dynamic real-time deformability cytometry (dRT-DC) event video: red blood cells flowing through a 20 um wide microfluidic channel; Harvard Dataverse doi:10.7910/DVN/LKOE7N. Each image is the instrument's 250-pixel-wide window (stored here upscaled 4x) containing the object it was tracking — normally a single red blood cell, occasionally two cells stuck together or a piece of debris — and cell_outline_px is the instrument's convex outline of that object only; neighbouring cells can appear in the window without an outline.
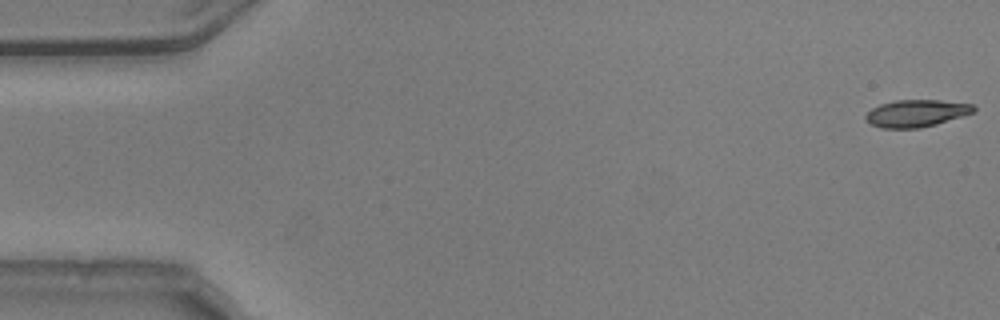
{"species": "common noctule bat (a hibernating species)", "species_latin": "Nyctalus noctula", "temperature_condition": "warm", "stored_images_in_passage": 39, "camera_frame_rate_fps": 3000, "um_per_image_px": 0.085, "animal": {"sex": "male", "body_mass_g": 20.5, "forearm_length_mm": 52.5}, "frame": {"image": 1, "passage_image": 1, "time_ms": 0.0, "image_size_px": [1000, 320], "cell_outline_px": [[976, 112], [936, 124], [920, 128], [880, 128], [872, 124], [864, 116], [872, 108], [880, 104], [896, 100], [940, 100], [972, 104], [976, 108]], "centroid_in_image_um": [77.91, 9.62], "position_along_channel_um": 7.1, "area_um2": 17.05}}
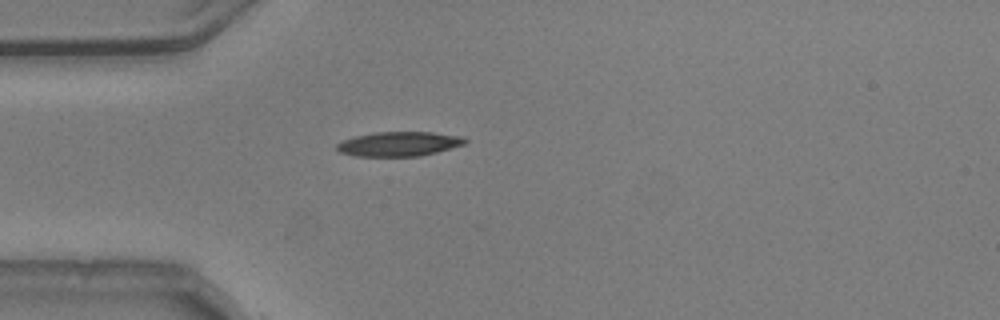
{"frame": {"image": 2, "passage_image": 15, "time_ms": 4.667, "image_size_px": [1000, 320], "cell_outline_px": [[468, 140], [464, 144], [436, 152], [420, 156], [352, 156], [340, 152], [336, 148], [336, 144], [340, 140], [356, 136], [376, 132], [432, 132], [464, 136]], "centroid_in_image_um": [33.89, 12.23], "position_along_channel_um": 51.1, "area_um2": 18.38}}
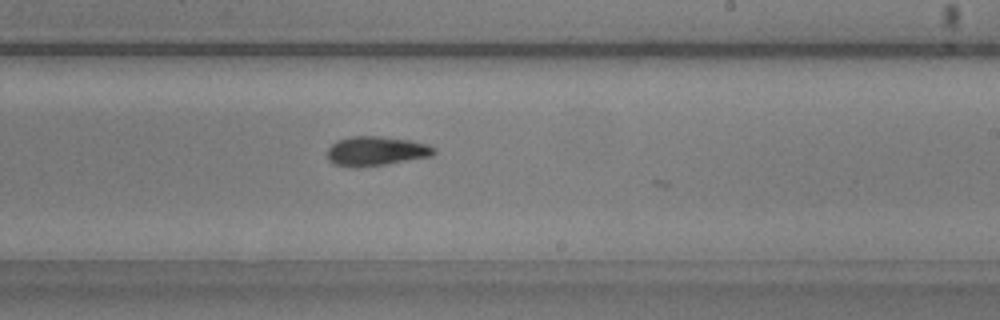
{"frame": {"image": 3, "passage_image": 32, "time_ms": 10.333, "image_size_px": [1000, 320], "cell_outline_px": [[436, 152], [432, 156], [384, 164], [356, 168], [348, 168], [332, 164], [328, 160], [328, 148], [332, 144], [340, 140], [352, 136], [380, 136], [412, 140], [428, 144], [436, 148]], "centroid_in_image_um": [31.97, 12.85], "position_along_channel_um": 257.0, "area_um2": 18.44}}